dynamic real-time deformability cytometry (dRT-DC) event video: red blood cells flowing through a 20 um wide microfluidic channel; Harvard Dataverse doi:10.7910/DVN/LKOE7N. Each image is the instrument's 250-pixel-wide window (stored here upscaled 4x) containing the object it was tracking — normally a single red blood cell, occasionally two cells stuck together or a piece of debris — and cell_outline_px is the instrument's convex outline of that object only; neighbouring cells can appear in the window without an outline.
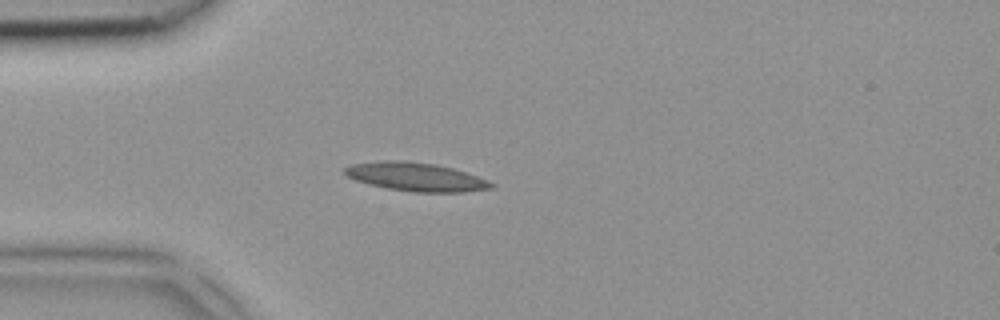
{"species": "common noctule bat (a hibernating species)", "species_latin": "Nyctalus noctula", "temperature_condition": "room temperature", "stored_images_in_passage": 2, "camera_frame_rate_fps": 3000, "um_per_image_px": 0.085, "animal": {"sex": "female", "body_mass_g": 18.4}, "frame": {"image": 1, "passage_image": 2, "time_ms": 0.333, "image_size_px": [1000, 320], "cell_outline_px": [[496, 184], [492, 188], [464, 192], [412, 192], [388, 188], [368, 184], [356, 180], [348, 176], [344, 172], [344, 168], [352, 164], [380, 160], [404, 160], [436, 164], [452, 168], [488, 180]], "centroid_in_image_um": [35.34, 15.03], "position_along_channel_um": 49.7, "area_um2": 24.33}}